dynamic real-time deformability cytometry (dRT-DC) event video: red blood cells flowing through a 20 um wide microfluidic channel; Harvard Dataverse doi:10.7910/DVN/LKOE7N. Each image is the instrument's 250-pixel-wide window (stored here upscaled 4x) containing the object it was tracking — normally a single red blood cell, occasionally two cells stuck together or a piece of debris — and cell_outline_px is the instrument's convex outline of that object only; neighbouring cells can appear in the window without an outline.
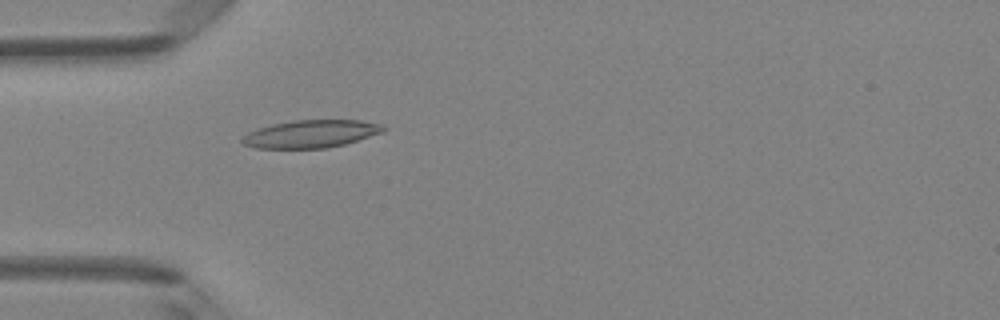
{"species": "Egyptian fruit bat (a non-hibernating species)", "species_latin": "Rousettus aegyptiacus", "temperature_condition": "room temperature", "stored_images_in_passage": 48, "camera_frame_rate_fps": 3000, "um_per_image_px": 0.085, "animal": {"sex": "female"}, "frame": {"image": 1, "passage_image": 15, "time_ms": 4.667, "image_size_px": [1000, 320], "cell_outline_px": [[388, 128], [384, 132], [344, 144], [324, 148], [256, 148], [244, 144], [240, 140], [248, 132], [272, 124], [296, 120], [360, 120], [380, 124]], "centroid_in_image_um": [26.45, 11.38], "position_along_channel_um": 58.5, "area_um2": 22.6}}
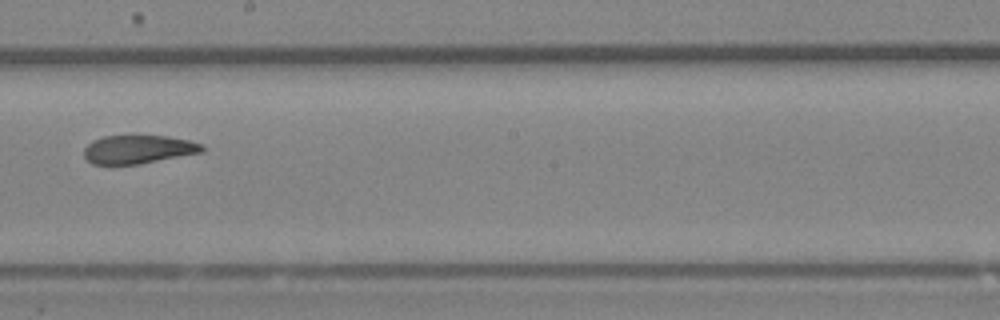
{"frame": {"image": 2, "passage_image": 28, "time_ms": 9.0, "image_size_px": [1000, 320], "cell_outline_px": [[204, 152], [140, 164], [92, 164], [84, 156], [84, 148], [92, 140], [104, 136], [168, 136], [188, 140], [204, 144]], "centroid_in_image_um": [11.78, 12.7], "position_along_channel_um": 236.4, "area_um2": 19.65}}
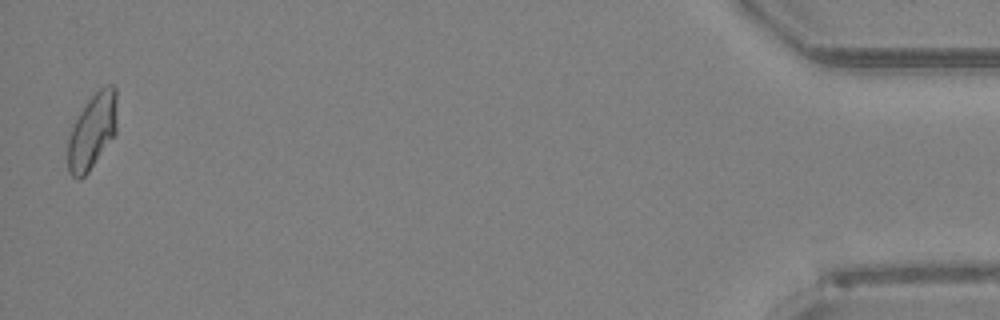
{"frame": {"image": 3, "passage_image": 48, "time_ms": 15.667, "image_size_px": [1000, 320], "cell_outline_px": [[116, 132], [88, 172], [80, 180], [76, 180], [68, 172], [68, 140], [72, 128], [84, 104], [104, 84], [112, 84], [116, 88]], "centroid_in_image_um": [7.84, 11.15], "position_along_channel_um": 427.4, "area_um2": 21.44}, "authors_computed_cell_mechanics": {"area_um2": 21.3571, "velocity_mm_per_s": 4.199, "shape_relaxation_time_tau1_ms": null, "shape_relaxation_time_tau2_ms": 2.6967, "deformation_change_tau1": null, "deformation_change_tau2": 0.1029}}